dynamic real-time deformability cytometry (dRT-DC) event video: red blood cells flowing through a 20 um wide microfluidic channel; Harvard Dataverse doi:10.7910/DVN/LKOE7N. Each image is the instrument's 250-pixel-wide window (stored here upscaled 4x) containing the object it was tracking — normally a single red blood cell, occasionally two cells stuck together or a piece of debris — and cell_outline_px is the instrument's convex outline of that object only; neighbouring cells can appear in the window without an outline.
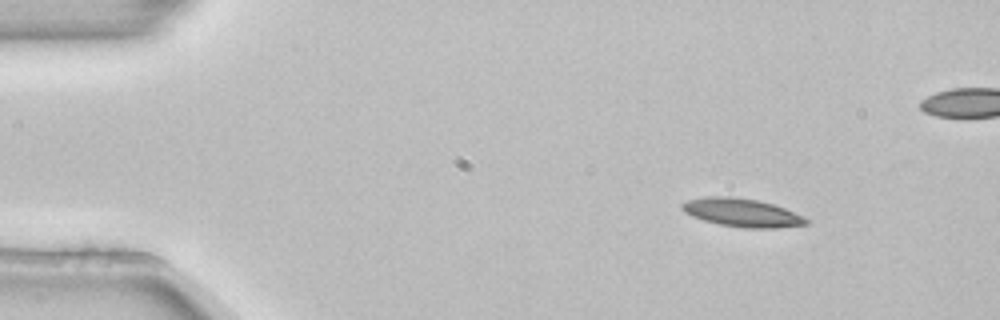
{"species": "common noctule bat (a hibernating species)", "species_latin": "Nyctalus noctula", "temperature_condition": "room temperature", "stored_images_in_passage": 4, "camera_frame_rate_fps": 3000, "um_per_image_px": 0.085, "animal": {"sex": "female", "body_mass_g": 22.7, "forearm_length_mm": 54.2}, "frame": {"image": 1, "passage_image": 1, "time_ms": 0.0, "image_size_px": [1000, 320], "cell_outline_px": [[808, 224], [776, 228], [744, 228], [720, 224], [704, 220], [692, 216], [684, 212], [680, 208], [680, 204], [688, 200], [704, 196], [728, 196], [756, 200], [772, 204], [784, 208], [804, 216], [808, 220]], "centroid_in_image_um": [63.04, 18.07], "position_along_channel_um": 22.0, "area_um2": 20.4}}